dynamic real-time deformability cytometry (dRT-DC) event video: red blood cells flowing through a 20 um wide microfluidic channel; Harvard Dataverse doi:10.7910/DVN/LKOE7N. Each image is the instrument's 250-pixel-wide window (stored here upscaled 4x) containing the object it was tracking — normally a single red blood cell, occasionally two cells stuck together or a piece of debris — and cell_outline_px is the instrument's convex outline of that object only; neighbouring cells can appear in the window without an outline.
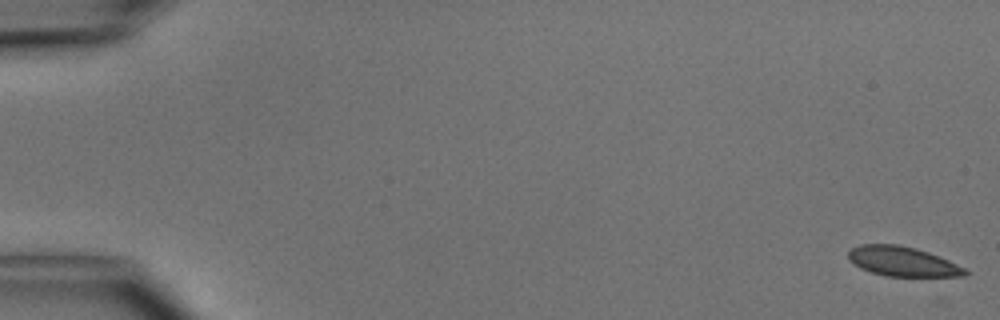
{"species": "common noctule bat (a hibernating species)", "species_latin": "Nyctalus noctula", "temperature_condition": "cold", "stored_images_in_passage": 49, "camera_frame_rate_fps": 3000, "um_per_image_px": 0.085, "animal": {"sex": "male", "body_mass_g": 15.6}, "frame": {"image": 1, "passage_image": 1, "time_ms": 0.0, "image_size_px": [1000, 320], "cell_outline_px": [[968, 272], [952, 276], [892, 276], [872, 272], [856, 264], [848, 256], [848, 252], [852, 248], [864, 244], [892, 244], [912, 248], [936, 256]], "centroid_in_image_um": [76.6, 22.21], "position_along_channel_um": 8.4, "area_um2": 18.73}}
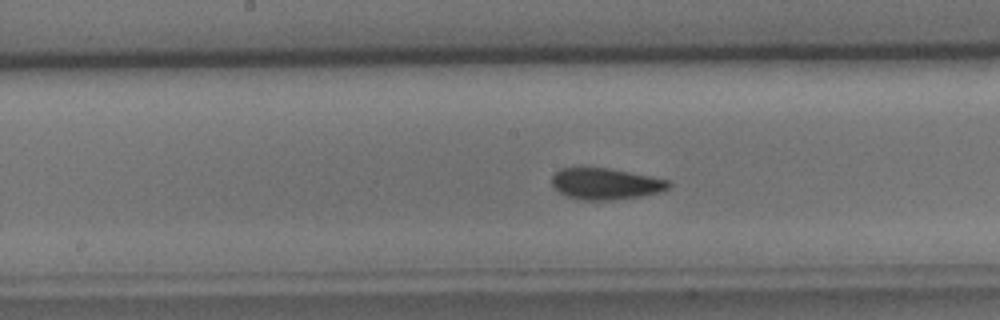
{"frame": {"image": 2, "passage_image": 26, "time_ms": 8.333, "image_size_px": [1000, 320], "cell_outline_px": [[668, 184], [664, 188], [652, 192], [632, 196], [572, 196], [560, 192], [552, 184], [552, 176], [556, 172], [564, 168], [604, 168], [668, 180]], "centroid_in_image_um": [51.37, 15.53], "position_along_channel_um": 196.8, "area_um2": 18.67}}
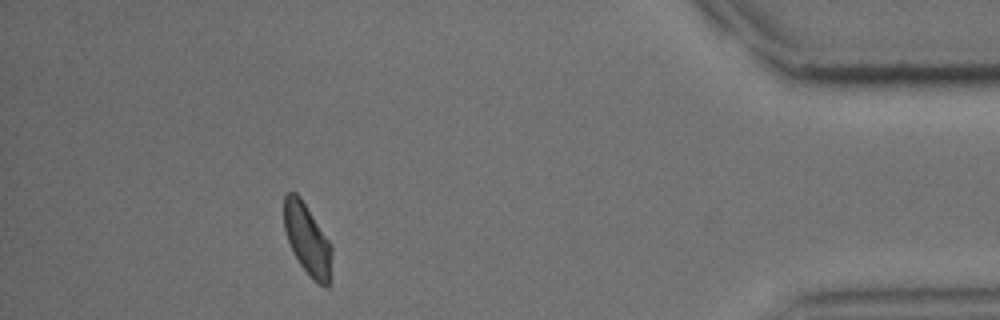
{"frame": {"image": 3, "passage_image": 45, "time_ms": 14.667, "image_size_px": [1000, 320], "cell_outline_px": [[332, 248], [328, 284], [320, 284], [300, 264], [288, 240], [284, 228], [284, 196], [288, 192], [296, 192], [300, 196], [328, 240]], "centroid_in_image_um": [26.09, 20.26], "position_along_channel_um": 409.1, "area_um2": 18.84}, "authors_computed_cell_mechanics": {"area_um2": 19.074, "velocity_mm_per_s": 4.1018, "shape_relaxation_time_tau1_ms": null, "shape_relaxation_time_tau2_ms": 1.8837, "deformation_change_tau1": null, "deformation_change_tau2": 0.0369}}